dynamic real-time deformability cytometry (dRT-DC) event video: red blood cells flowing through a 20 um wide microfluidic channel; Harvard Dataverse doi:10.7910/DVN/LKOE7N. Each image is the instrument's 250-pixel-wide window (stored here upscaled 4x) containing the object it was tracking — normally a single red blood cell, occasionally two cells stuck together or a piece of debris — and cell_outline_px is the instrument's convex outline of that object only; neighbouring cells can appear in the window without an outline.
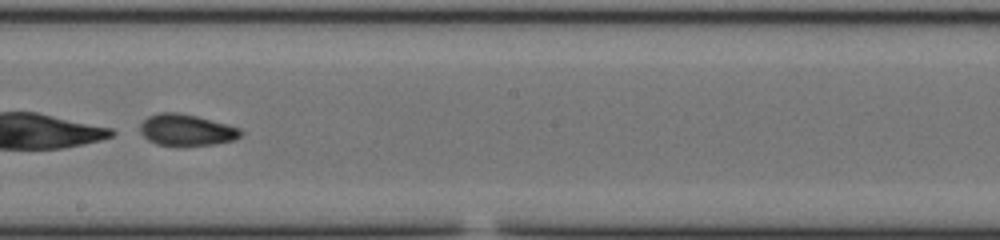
{"species": "common noctule bat (a hibernating species)", "species_latin": "Nyctalus noctula", "temperature_condition": "cold", "stored_images_in_passage": 40, "camera_frame_rate_fps": 3000, "um_per_image_px": 0.085, "animal": {"sex": "male", "body_mass_g": 20.0, "forearm_length_mm": 53.3}, "frame": {"image": 1, "passage_image": 18, "time_ms": 5.667, "image_size_px": [1000, 240], "cell_outline_px": [[244, 132], [236, 140], [212, 144], [180, 148], [156, 144], [148, 140], [140, 132], [140, 124], [148, 116], [160, 112], [176, 112], [196, 116], [228, 124], [240, 128]], "centroid_in_image_um": [15.85, 11.08], "position_along_channel_um": 232.3, "area_um2": 18.96}, "authors_computed_cell_mechanics": {"area_um2": 18.6405, "velocity_mm_per_s": 3.737, "shape_relaxation_time_tau1_ms": 0.8352, "shape_relaxation_time_tau2_ms": 2.1562, "deformation_change_tau1": 0.3216, "deformation_change_tau2": 0.0712}}